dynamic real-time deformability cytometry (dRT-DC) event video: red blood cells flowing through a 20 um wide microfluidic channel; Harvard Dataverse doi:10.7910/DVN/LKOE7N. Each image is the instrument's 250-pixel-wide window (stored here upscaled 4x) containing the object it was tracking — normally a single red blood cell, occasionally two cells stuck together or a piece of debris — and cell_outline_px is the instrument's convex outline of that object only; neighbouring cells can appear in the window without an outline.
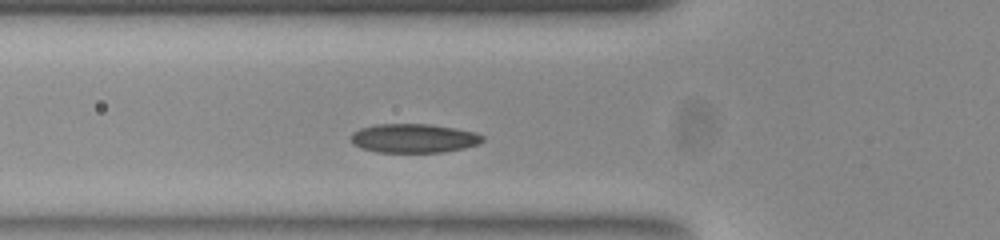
{"species": "common noctule bat (a hibernating species)", "species_latin": "Nyctalus noctula", "temperature_condition": "room temperature", "stored_images_in_passage": 35, "camera_frame_rate_fps": 3000, "um_per_image_px": 0.085, "animal": {"sex": "female", "body_mass_g": 23.0, "forearm_length_mm": 53.4}, "frame": {"image": 1, "passage_image": 9, "time_ms": 2.667, "image_size_px": [1000, 240], "cell_outline_px": [[484, 140], [480, 144], [464, 148], [444, 152], [376, 152], [360, 148], [352, 144], [352, 132], [360, 128], [376, 124], [428, 124], [456, 128], [476, 132], [484, 136]], "centroid_in_image_um": [35.19, 11.75], "position_along_channel_um": 90.6, "area_um2": 22.43}}
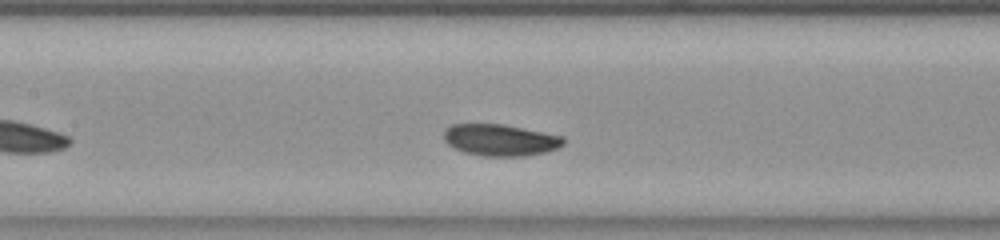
{"frame": {"image": 2, "passage_image": 15, "time_ms": 4.667, "image_size_px": [1000, 240], "cell_outline_px": [[564, 144], [556, 148], [544, 152], [524, 156], [484, 156], [464, 152], [448, 144], [444, 140], [444, 132], [452, 124], [504, 124], [564, 136]], "centroid_in_image_um": [42.54, 11.89], "position_along_channel_um": 164.9, "area_um2": 21.91}}
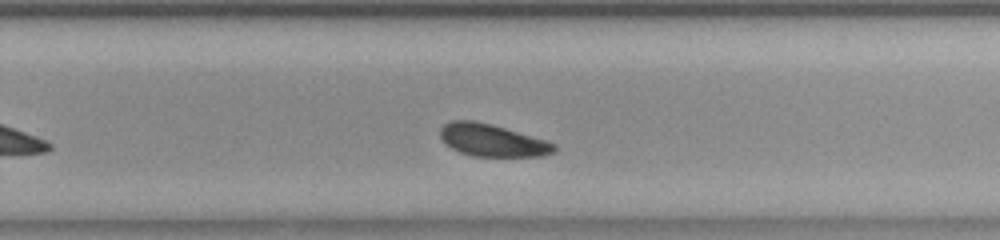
{"frame": {"image": 3, "passage_image": 25, "time_ms": 8.0, "image_size_px": [1000, 240], "cell_outline_px": [[556, 152], [544, 156], [472, 156], [460, 152], [444, 144], [440, 136], [440, 128], [444, 124], [452, 120], [472, 120], [492, 124], [544, 140], [556, 144]], "centroid_in_image_um": [41.81, 11.93], "position_along_channel_um": 288.0, "area_um2": 21.44}, "authors_computed_cell_mechanics": {"area_um2": 21.9062, "velocity_mm_per_s": 3.6997, "shape_relaxation_time_tau1_ms": 4.2875, "shape_relaxation_time_tau2_ms": null, "deformation_change_tau1": 0.1231, "deformation_change_tau2": null}}